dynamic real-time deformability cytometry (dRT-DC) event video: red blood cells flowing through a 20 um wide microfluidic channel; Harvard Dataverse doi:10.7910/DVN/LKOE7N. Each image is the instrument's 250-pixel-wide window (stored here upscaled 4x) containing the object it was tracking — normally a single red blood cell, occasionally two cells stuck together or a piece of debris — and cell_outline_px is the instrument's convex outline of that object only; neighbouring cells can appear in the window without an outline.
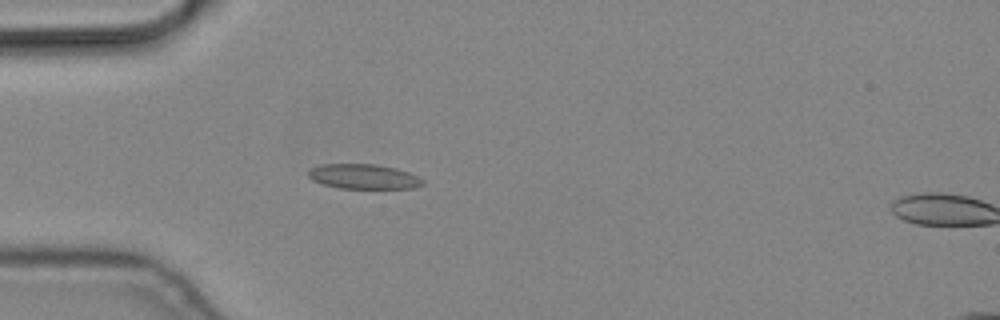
{"species": "common noctule bat (a hibernating species)", "species_latin": "Nyctalus noctula", "temperature_condition": "cold", "stored_images_in_passage": 4, "camera_frame_rate_fps": 3000, "um_per_image_px": 0.085, "animal": {"sex": "male", "body_mass_g": 19.2, "forearm_length_mm": 51.8}, "frame": {"image": 1, "passage_image": 3, "time_ms": 0.667, "image_size_px": [1000, 320], "cell_outline_px": [[424, 184], [416, 188], [340, 188], [324, 184], [312, 180], [308, 176], [308, 172], [312, 168], [320, 164], [376, 164], [396, 168], [408, 172], [424, 180]], "centroid_in_image_um": [30.92, 15.0], "position_along_channel_um": 54.1, "area_um2": 16.47}}